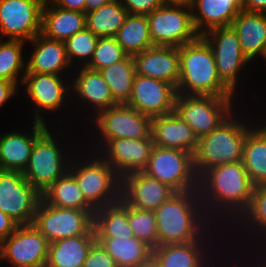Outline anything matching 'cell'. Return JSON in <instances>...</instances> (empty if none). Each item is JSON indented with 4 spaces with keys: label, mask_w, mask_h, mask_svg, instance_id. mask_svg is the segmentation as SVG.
Masks as SVG:
<instances>
[{
    "label": "cell",
    "mask_w": 266,
    "mask_h": 267,
    "mask_svg": "<svg viewBox=\"0 0 266 267\" xmlns=\"http://www.w3.org/2000/svg\"><path fill=\"white\" fill-rule=\"evenodd\" d=\"M93 228L95 238L134 237L128 223V205L122 199L96 209Z\"/></svg>",
    "instance_id": "4dcf8cb0"
},
{
    "label": "cell",
    "mask_w": 266,
    "mask_h": 267,
    "mask_svg": "<svg viewBox=\"0 0 266 267\" xmlns=\"http://www.w3.org/2000/svg\"><path fill=\"white\" fill-rule=\"evenodd\" d=\"M263 59H265V61H266V51H265V54H264V56H263Z\"/></svg>",
    "instance_id": "f5cc1de1"
},
{
    "label": "cell",
    "mask_w": 266,
    "mask_h": 267,
    "mask_svg": "<svg viewBox=\"0 0 266 267\" xmlns=\"http://www.w3.org/2000/svg\"><path fill=\"white\" fill-rule=\"evenodd\" d=\"M242 10L247 12L266 13V0H244Z\"/></svg>",
    "instance_id": "7dc6e473"
},
{
    "label": "cell",
    "mask_w": 266,
    "mask_h": 267,
    "mask_svg": "<svg viewBox=\"0 0 266 267\" xmlns=\"http://www.w3.org/2000/svg\"><path fill=\"white\" fill-rule=\"evenodd\" d=\"M143 172L176 192L198 190L193 154L184 150L154 145Z\"/></svg>",
    "instance_id": "ba28073f"
},
{
    "label": "cell",
    "mask_w": 266,
    "mask_h": 267,
    "mask_svg": "<svg viewBox=\"0 0 266 267\" xmlns=\"http://www.w3.org/2000/svg\"><path fill=\"white\" fill-rule=\"evenodd\" d=\"M127 15L120 1L110 2L86 14V28L98 37H115Z\"/></svg>",
    "instance_id": "d590c367"
},
{
    "label": "cell",
    "mask_w": 266,
    "mask_h": 267,
    "mask_svg": "<svg viewBox=\"0 0 266 267\" xmlns=\"http://www.w3.org/2000/svg\"><path fill=\"white\" fill-rule=\"evenodd\" d=\"M96 242L116 261L118 267H135L152 254V249L135 236L96 238Z\"/></svg>",
    "instance_id": "1f68e13d"
},
{
    "label": "cell",
    "mask_w": 266,
    "mask_h": 267,
    "mask_svg": "<svg viewBox=\"0 0 266 267\" xmlns=\"http://www.w3.org/2000/svg\"><path fill=\"white\" fill-rule=\"evenodd\" d=\"M50 1L58 7L85 13L86 0H50Z\"/></svg>",
    "instance_id": "bcb514c9"
},
{
    "label": "cell",
    "mask_w": 266,
    "mask_h": 267,
    "mask_svg": "<svg viewBox=\"0 0 266 267\" xmlns=\"http://www.w3.org/2000/svg\"><path fill=\"white\" fill-rule=\"evenodd\" d=\"M120 3L132 15H149L158 9L163 0H120Z\"/></svg>",
    "instance_id": "7bdbcfd3"
},
{
    "label": "cell",
    "mask_w": 266,
    "mask_h": 267,
    "mask_svg": "<svg viewBox=\"0 0 266 267\" xmlns=\"http://www.w3.org/2000/svg\"><path fill=\"white\" fill-rule=\"evenodd\" d=\"M115 38L123 50L132 56L154 46L146 15L128 14Z\"/></svg>",
    "instance_id": "836d02e7"
},
{
    "label": "cell",
    "mask_w": 266,
    "mask_h": 267,
    "mask_svg": "<svg viewBox=\"0 0 266 267\" xmlns=\"http://www.w3.org/2000/svg\"><path fill=\"white\" fill-rule=\"evenodd\" d=\"M151 136L154 145L162 148L179 149L194 154L198 138L193 129L175 112L152 117Z\"/></svg>",
    "instance_id": "7402d4cb"
},
{
    "label": "cell",
    "mask_w": 266,
    "mask_h": 267,
    "mask_svg": "<svg viewBox=\"0 0 266 267\" xmlns=\"http://www.w3.org/2000/svg\"><path fill=\"white\" fill-rule=\"evenodd\" d=\"M82 267H118L116 261L97 242L90 248Z\"/></svg>",
    "instance_id": "b9f144b4"
},
{
    "label": "cell",
    "mask_w": 266,
    "mask_h": 267,
    "mask_svg": "<svg viewBox=\"0 0 266 267\" xmlns=\"http://www.w3.org/2000/svg\"><path fill=\"white\" fill-rule=\"evenodd\" d=\"M253 188L242 161L215 166L198 177L199 198L211 221L220 214V221L225 217L236 222L247 209Z\"/></svg>",
    "instance_id": "6da1fadb"
},
{
    "label": "cell",
    "mask_w": 266,
    "mask_h": 267,
    "mask_svg": "<svg viewBox=\"0 0 266 267\" xmlns=\"http://www.w3.org/2000/svg\"><path fill=\"white\" fill-rule=\"evenodd\" d=\"M235 116L233 112L216 129L198 140L193 154L198 177L215 166L242 161L246 135L253 126Z\"/></svg>",
    "instance_id": "277c9868"
},
{
    "label": "cell",
    "mask_w": 266,
    "mask_h": 267,
    "mask_svg": "<svg viewBox=\"0 0 266 267\" xmlns=\"http://www.w3.org/2000/svg\"><path fill=\"white\" fill-rule=\"evenodd\" d=\"M42 200L57 208L95 209L84 197L76 179L67 172L42 193Z\"/></svg>",
    "instance_id": "d6a6232c"
},
{
    "label": "cell",
    "mask_w": 266,
    "mask_h": 267,
    "mask_svg": "<svg viewBox=\"0 0 266 267\" xmlns=\"http://www.w3.org/2000/svg\"><path fill=\"white\" fill-rule=\"evenodd\" d=\"M50 242L33 225H19L0 244V262L11 267H45Z\"/></svg>",
    "instance_id": "4fadbf2b"
},
{
    "label": "cell",
    "mask_w": 266,
    "mask_h": 267,
    "mask_svg": "<svg viewBox=\"0 0 266 267\" xmlns=\"http://www.w3.org/2000/svg\"><path fill=\"white\" fill-rule=\"evenodd\" d=\"M99 37L85 28L64 41L69 63L73 64L76 58L86 67L93 57ZM82 61V62H81Z\"/></svg>",
    "instance_id": "ab89813d"
},
{
    "label": "cell",
    "mask_w": 266,
    "mask_h": 267,
    "mask_svg": "<svg viewBox=\"0 0 266 267\" xmlns=\"http://www.w3.org/2000/svg\"><path fill=\"white\" fill-rule=\"evenodd\" d=\"M147 18L154 46L179 48L200 36L193 24L190 5L164 3Z\"/></svg>",
    "instance_id": "9c48e42d"
},
{
    "label": "cell",
    "mask_w": 266,
    "mask_h": 267,
    "mask_svg": "<svg viewBox=\"0 0 266 267\" xmlns=\"http://www.w3.org/2000/svg\"><path fill=\"white\" fill-rule=\"evenodd\" d=\"M193 0H163L164 3L186 4L191 5Z\"/></svg>",
    "instance_id": "f907efd6"
},
{
    "label": "cell",
    "mask_w": 266,
    "mask_h": 267,
    "mask_svg": "<svg viewBox=\"0 0 266 267\" xmlns=\"http://www.w3.org/2000/svg\"><path fill=\"white\" fill-rule=\"evenodd\" d=\"M236 221L239 223L234 222V224H239L238 227H242L240 221L244 224L242 228H246V231L244 230L243 233L249 232L247 227L248 230L250 227V232L253 233L251 235L258 234L257 236H260V238H266V185L254 186L247 209Z\"/></svg>",
    "instance_id": "74e56055"
},
{
    "label": "cell",
    "mask_w": 266,
    "mask_h": 267,
    "mask_svg": "<svg viewBox=\"0 0 266 267\" xmlns=\"http://www.w3.org/2000/svg\"><path fill=\"white\" fill-rule=\"evenodd\" d=\"M154 213L158 231V246L196 241L206 232L212 231L209 228L212 226L211 224L217 229L215 226L217 223H211L205 216L198 190L176 192L155 209ZM208 224L210 225L208 226Z\"/></svg>",
    "instance_id": "7a4b0ae2"
},
{
    "label": "cell",
    "mask_w": 266,
    "mask_h": 267,
    "mask_svg": "<svg viewBox=\"0 0 266 267\" xmlns=\"http://www.w3.org/2000/svg\"><path fill=\"white\" fill-rule=\"evenodd\" d=\"M151 117L139 113L128 104H116L108 109L98 112L94 117L96 132H99L96 141L102 148L109 140L129 138L144 139L151 136ZM103 144V145H102ZM101 146V147H100Z\"/></svg>",
    "instance_id": "8fae6325"
},
{
    "label": "cell",
    "mask_w": 266,
    "mask_h": 267,
    "mask_svg": "<svg viewBox=\"0 0 266 267\" xmlns=\"http://www.w3.org/2000/svg\"><path fill=\"white\" fill-rule=\"evenodd\" d=\"M41 199V193L23 172L0 169V210L19 225L33 223Z\"/></svg>",
    "instance_id": "7c38bea8"
},
{
    "label": "cell",
    "mask_w": 266,
    "mask_h": 267,
    "mask_svg": "<svg viewBox=\"0 0 266 267\" xmlns=\"http://www.w3.org/2000/svg\"><path fill=\"white\" fill-rule=\"evenodd\" d=\"M85 28V13L58 7L50 0L45 1L42 12V35L50 39L65 41Z\"/></svg>",
    "instance_id": "83f0119b"
},
{
    "label": "cell",
    "mask_w": 266,
    "mask_h": 267,
    "mask_svg": "<svg viewBox=\"0 0 266 267\" xmlns=\"http://www.w3.org/2000/svg\"><path fill=\"white\" fill-rule=\"evenodd\" d=\"M202 37L212 49L221 81L236 94L240 71L250 62L242 52L239 37L231 26L210 29Z\"/></svg>",
    "instance_id": "5bb4252c"
},
{
    "label": "cell",
    "mask_w": 266,
    "mask_h": 267,
    "mask_svg": "<svg viewBox=\"0 0 266 267\" xmlns=\"http://www.w3.org/2000/svg\"><path fill=\"white\" fill-rule=\"evenodd\" d=\"M95 210L57 208L41 199L32 224L51 243L68 237L95 233Z\"/></svg>",
    "instance_id": "30bf717a"
},
{
    "label": "cell",
    "mask_w": 266,
    "mask_h": 267,
    "mask_svg": "<svg viewBox=\"0 0 266 267\" xmlns=\"http://www.w3.org/2000/svg\"><path fill=\"white\" fill-rule=\"evenodd\" d=\"M262 124L248 131L243 145L242 162L254 186L266 185V125Z\"/></svg>",
    "instance_id": "f546056e"
},
{
    "label": "cell",
    "mask_w": 266,
    "mask_h": 267,
    "mask_svg": "<svg viewBox=\"0 0 266 267\" xmlns=\"http://www.w3.org/2000/svg\"><path fill=\"white\" fill-rule=\"evenodd\" d=\"M128 223L133 231V236L146 243L152 250L158 246L154 211L139 210L128 206Z\"/></svg>",
    "instance_id": "f35d334b"
},
{
    "label": "cell",
    "mask_w": 266,
    "mask_h": 267,
    "mask_svg": "<svg viewBox=\"0 0 266 267\" xmlns=\"http://www.w3.org/2000/svg\"><path fill=\"white\" fill-rule=\"evenodd\" d=\"M239 37L243 54L251 62L266 51V13L241 10L230 25Z\"/></svg>",
    "instance_id": "4316f807"
},
{
    "label": "cell",
    "mask_w": 266,
    "mask_h": 267,
    "mask_svg": "<svg viewBox=\"0 0 266 267\" xmlns=\"http://www.w3.org/2000/svg\"><path fill=\"white\" fill-rule=\"evenodd\" d=\"M55 138L56 135L47 128L35 140L28 165L23 171L25 179L40 193L69 171L71 156L67 152L65 154L66 149H62Z\"/></svg>",
    "instance_id": "8992f818"
},
{
    "label": "cell",
    "mask_w": 266,
    "mask_h": 267,
    "mask_svg": "<svg viewBox=\"0 0 266 267\" xmlns=\"http://www.w3.org/2000/svg\"><path fill=\"white\" fill-rule=\"evenodd\" d=\"M18 90V86L15 83L0 79V108L11 99L12 96L16 95Z\"/></svg>",
    "instance_id": "f6af8a7d"
},
{
    "label": "cell",
    "mask_w": 266,
    "mask_h": 267,
    "mask_svg": "<svg viewBox=\"0 0 266 267\" xmlns=\"http://www.w3.org/2000/svg\"><path fill=\"white\" fill-rule=\"evenodd\" d=\"M62 78L63 76L53 74L25 73L21 84L25 86L28 98L34 103L33 121L46 124L41 112L48 110L54 113L61 106L70 104L66 103V99H70L69 96L72 95L71 85H66L67 81Z\"/></svg>",
    "instance_id": "2e32d148"
},
{
    "label": "cell",
    "mask_w": 266,
    "mask_h": 267,
    "mask_svg": "<svg viewBox=\"0 0 266 267\" xmlns=\"http://www.w3.org/2000/svg\"><path fill=\"white\" fill-rule=\"evenodd\" d=\"M48 124L33 122L31 134L9 131L0 135V169L23 172L28 165L35 140Z\"/></svg>",
    "instance_id": "44dd1931"
},
{
    "label": "cell",
    "mask_w": 266,
    "mask_h": 267,
    "mask_svg": "<svg viewBox=\"0 0 266 267\" xmlns=\"http://www.w3.org/2000/svg\"><path fill=\"white\" fill-rule=\"evenodd\" d=\"M179 56L177 94L234 98L235 94L221 81L212 49L202 36L180 46Z\"/></svg>",
    "instance_id": "3957f363"
},
{
    "label": "cell",
    "mask_w": 266,
    "mask_h": 267,
    "mask_svg": "<svg viewBox=\"0 0 266 267\" xmlns=\"http://www.w3.org/2000/svg\"><path fill=\"white\" fill-rule=\"evenodd\" d=\"M108 84L113 99L118 104H126L131 96L135 79V63L132 55L100 70Z\"/></svg>",
    "instance_id": "e575fe53"
},
{
    "label": "cell",
    "mask_w": 266,
    "mask_h": 267,
    "mask_svg": "<svg viewBox=\"0 0 266 267\" xmlns=\"http://www.w3.org/2000/svg\"><path fill=\"white\" fill-rule=\"evenodd\" d=\"M127 55L115 37H99L93 57L86 67L100 71L124 59Z\"/></svg>",
    "instance_id": "60d3db41"
},
{
    "label": "cell",
    "mask_w": 266,
    "mask_h": 267,
    "mask_svg": "<svg viewBox=\"0 0 266 267\" xmlns=\"http://www.w3.org/2000/svg\"><path fill=\"white\" fill-rule=\"evenodd\" d=\"M46 0H0V38L31 41L41 33Z\"/></svg>",
    "instance_id": "9a60e30c"
},
{
    "label": "cell",
    "mask_w": 266,
    "mask_h": 267,
    "mask_svg": "<svg viewBox=\"0 0 266 267\" xmlns=\"http://www.w3.org/2000/svg\"><path fill=\"white\" fill-rule=\"evenodd\" d=\"M25 42L18 39H0V79L11 81L17 86L22 83L26 73V59L23 57Z\"/></svg>",
    "instance_id": "8d00e7d4"
},
{
    "label": "cell",
    "mask_w": 266,
    "mask_h": 267,
    "mask_svg": "<svg viewBox=\"0 0 266 267\" xmlns=\"http://www.w3.org/2000/svg\"><path fill=\"white\" fill-rule=\"evenodd\" d=\"M95 156L80 159V164L71 160L68 172L76 179L85 199L98 209L121 199L122 178L99 154Z\"/></svg>",
    "instance_id": "5b68a950"
},
{
    "label": "cell",
    "mask_w": 266,
    "mask_h": 267,
    "mask_svg": "<svg viewBox=\"0 0 266 267\" xmlns=\"http://www.w3.org/2000/svg\"><path fill=\"white\" fill-rule=\"evenodd\" d=\"M175 193L170 186L143 171L122 178L121 199L135 209L154 211Z\"/></svg>",
    "instance_id": "d6986e66"
},
{
    "label": "cell",
    "mask_w": 266,
    "mask_h": 267,
    "mask_svg": "<svg viewBox=\"0 0 266 267\" xmlns=\"http://www.w3.org/2000/svg\"><path fill=\"white\" fill-rule=\"evenodd\" d=\"M135 267H161V266L156 256L152 253L144 261H142Z\"/></svg>",
    "instance_id": "681fc988"
},
{
    "label": "cell",
    "mask_w": 266,
    "mask_h": 267,
    "mask_svg": "<svg viewBox=\"0 0 266 267\" xmlns=\"http://www.w3.org/2000/svg\"><path fill=\"white\" fill-rule=\"evenodd\" d=\"M233 99L236 98L177 94L174 112L193 129L199 140L234 112Z\"/></svg>",
    "instance_id": "52a82bcc"
},
{
    "label": "cell",
    "mask_w": 266,
    "mask_h": 267,
    "mask_svg": "<svg viewBox=\"0 0 266 267\" xmlns=\"http://www.w3.org/2000/svg\"><path fill=\"white\" fill-rule=\"evenodd\" d=\"M136 74L159 79L177 87L180 75L178 47L152 46L133 56Z\"/></svg>",
    "instance_id": "ffe728a7"
},
{
    "label": "cell",
    "mask_w": 266,
    "mask_h": 267,
    "mask_svg": "<svg viewBox=\"0 0 266 267\" xmlns=\"http://www.w3.org/2000/svg\"><path fill=\"white\" fill-rule=\"evenodd\" d=\"M153 147L152 136L144 139L120 138L109 140L99 149V154L123 178L147 167Z\"/></svg>",
    "instance_id": "ac0fdd59"
},
{
    "label": "cell",
    "mask_w": 266,
    "mask_h": 267,
    "mask_svg": "<svg viewBox=\"0 0 266 267\" xmlns=\"http://www.w3.org/2000/svg\"><path fill=\"white\" fill-rule=\"evenodd\" d=\"M95 242V233H86L51 242L45 267H82Z\"/></svg>",
    "instance_id": "f1b7e54d"
},
{
    "label": "cell",
    "mask_w": 266,
    "mask_h": 267,
    "mask_svg": "<svg viewBox=\"0 0 266 267\" xmlns=\"http://www.w3.org/2000/svg\"><path fill=\"white\" fill-rule=\"evenodd\" d=\"M205 237L207 234L188 243L160 245L155 247L152 253L158 259L161 267H210L212 264L207 261V257L211 258V256L208 252L209 249L205 247V244L208 245L205 242H208L209 239Z\"/></svg>",
    "instance_id": "484cf974"
},
{
    "label": "cell",
    "mask_w": 266,
    "mask_h": 267,
    "mask_svg": "<svg viewBox=\"0 0 266 267\" xmlns=\"http://www.w3.org/2000/svg\"><path fill=\"white\" fill-rule=\"evenodd\" d=\"M176 95L172 84L135 74L132 93L126 104L152 118L173 113Z\"/></svg>",
    "instance_id": "e0dca14e"
},
{
    "label": "cell",
    "mask_w": 266,
    "mask_h": 267,
    "mask_svg": "<svg viewBox=\"0 0 266 267\" xmlns=\"http://www.w3.org/2000/svg\"><path fill=\"white\" fill-rule=\"evenodd\" d=\"M19 224L0 210V244L13 233Z\"/></svg>",
    "instance_id": "ee69618b"
},
{
    "label": "cell",
    "mask_w": 266,
    "mask_h": 267,
    "mask_svg": "<svg viewBox=\"0 0 266 267\" xmlns=\"http://www.w3.org/2000/svg\"><path fill=\"white\" fill-rule=\"evenodd\" d=\"M120 0H86L85 3V14H87L90 11L99 9L102 5L110 3V2H116Z\"/></svg>",
    "instance_id": "c3c4849f"
},
{
    "label": "cell",
    "mask_w": 266,
    "mask_h": 267,
    "mask_svg": "<svg viewBox=\"0 0 266 267\" xmlns=\"http://www.w3.org/2000/svg\"><path fill=\"white\" fill-rule=\"evenodd\" d=\"M264 243H266V241H264ZM261 245H263V247H266L265 244H261ZM263 250H264L263 253H262V256H263V259H262L263 262H262V263H263V264H262V265L259 264V263H261V262H260L261 260H259V262H258V260H257L256 263L258 264V265H257L258 267H261V266H262V267H266V263H265V262H266V256L264 257V255H263L264 253H265V255H266V252H265L266 249L264 248ZM264 258H265V259H264ZM264 263H265V264H264ZM259 265H260V266H259Z\"/></svg>",
    "instance_id": "816d5d0a"
},
{
    "label": "cell",
    "mask_w": 266,
    "mask_h": 267,
    "mask_svg": "<svg viewBox=\"0 0 266 267\" xmlns=\"http://www.w3.org/2000/svg\"><path fill=\"white\" fill-rule=\"evenodd\" d=\"M34 50L26 62V73L53 74L62 76L69 63L64 41L47 38L41 33L30 41Z\"/></svg>",
    "instance_id": "603a6c76"
},
{
    "label": "cell",
    "mask_w": 266,
    "mask_h": 267,
    "mask_svg": "<svg viewBox=\"0 0 266 267\" xmlns=\"http://www.w3.org/2000/svg\"><path fill=\"white\" fill-rule=\"evenodd\" d=\"M244 0H193L192 20L196 32L202 36L210 29L230 26L242 10Z\"/></svg>",
    "instance_id": "cb8c5ba5"
},
{
    "label": "cell",
    "mask_w": 266,
    "mask_h": 267,
    "mask_svg": "<svg viewBox=\"0 0 266 267\" xmlns=\"http://www.w3.org/2000/svg\"><path fill=\"white\" fill-rule=\"evenodd\" d=\"M81 65L76 70L72 84L71 93L76 94L81 102H85L87 105H91L93 108V117L100 111L108 109L116 104H118L111 94L110 88L106 81L104 80L100 71L92 70L87 67L80 68ZM73 89V90H72Z\"/></svg>",
    "instance_id": "d4e9b609"
}]
</instances>
